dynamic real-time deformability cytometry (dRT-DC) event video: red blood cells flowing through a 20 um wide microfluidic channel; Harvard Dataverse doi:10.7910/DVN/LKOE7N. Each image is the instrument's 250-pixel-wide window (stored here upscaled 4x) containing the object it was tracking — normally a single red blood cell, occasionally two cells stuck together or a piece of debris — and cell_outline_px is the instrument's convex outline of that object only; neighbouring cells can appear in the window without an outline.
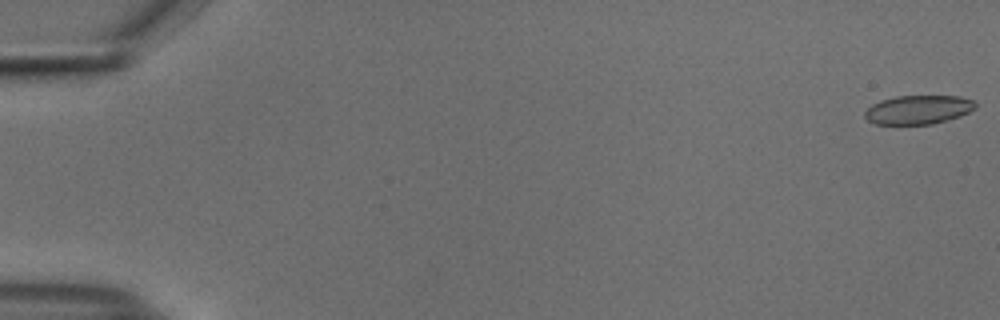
{"species": "common noctule bat (a hibernating species)", "species_latin": "Nyctalus noctula", "temperature_condition": "cold", "stored_images_in_passage": 25, "camera_frame_rate_fps": 3000, "um_per_image_px": 0.085, "animal": {"sex": "male", "body_mass_g": 18.8}, "frame": {"image": 1, "passage_image": 1, "time_ms": 0.0, "image_size_px": [1000, 320], "cell_outline_px": [[976, 108], [960, 116], [932, 124], [876, 124], [868, 120], [864, 116], [864, 112], [872, 104], [880, 100], [896, 96], [960, 96], [972, 100], [976, 104]], "centroid_in_image_um": [78.04, 9.32], "position_along_channel_um": 7.0, "area_um2": 18.55}}
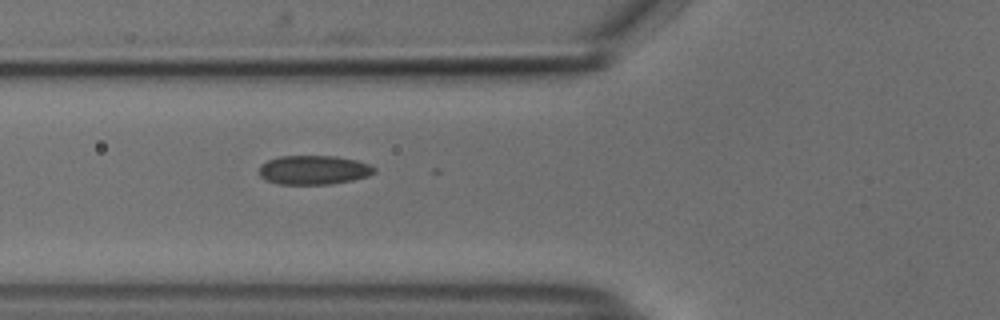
{"frame": {"image": 2, "passage_image": 21, "time_ms": 6.667, "image_size_px": [1000, 320], "cell_outline_px": [[376, 172], [368, 176], [352, 180], [332, 184], [276, 184], [264, 180], [260, 176], [260, 164], [268, 160], [280, 156], [336, 156], [356, 160], [368, 164], [376, 168]], "centroid_in_image_um": [26.65, 14.45], "position_along_channel_um": 99.1, "area_um2": 19.65}}
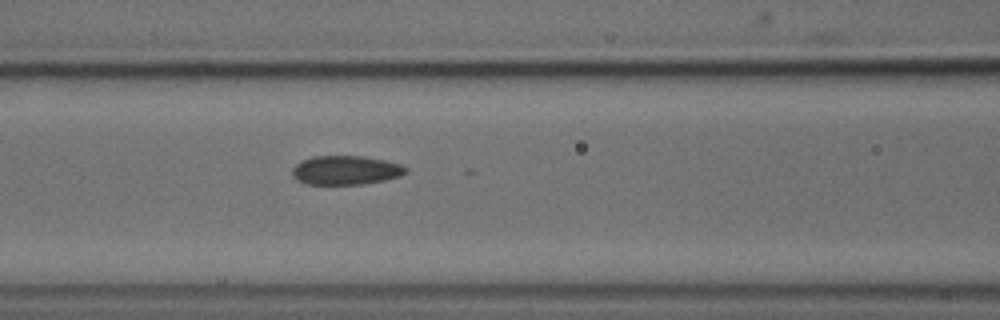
{"frame": {"image": 3, "passage_image": 24, "time_ms": 7.667, "image_size_px": [1000, 320], "cell_outline_px": [[408, 172], [400, 176], [384, 180], [364, 184], [308, 184], [296, 180], [292, 176], [292, 168], [300, 160], [312, 156], [364, 156], [384, 160], [400, 164], [408, 168]], "centroid_in_image_um": [29.37, 14.46], "position_along_channel_um": 137.2, "area_um2": 19.36}}